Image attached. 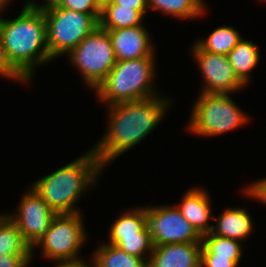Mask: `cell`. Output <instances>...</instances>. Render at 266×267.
I'll return each instance as SVG.
<instances>
[{
  "label": "cell",
  "mask_w": 266,
  "mask_h": 267,
  "mask_svg": "<svg viewBox=\"0 0 266 267\" xmlns=\"http://www.w3.org/2000/svg\"><path fill=\"white\" fill-rule=\"evenodd\" d=\"M22 7L15 19L2 18L0 14V37L9 60L31 82L37 66L52 59L44 13Z\"/></svg>",
  "instance_id": "obj_2"
},
{
  "label": "cell",
  "mask_w": 266,
  "mask_h": 267,
  "mask_svg": "<svg viewBox=\"0 0 266 267\" xmlns=\"http://www.w3.org/2000/svg\"><path fill=\"white\" fill-rule=\"evenodd\" d=\"M114 4L140 11L144 16L148 11L147 0H112Z\"/></svg>",
  "instance_id": "obj_31"
},
{
  "label": "cell",
  "mask_w": 266,
  "mask_h": 267,
  "mask_svg": "<svg viewBox=\"0 0 266 267\" xmlns=\"http://www.w3.org/2000/svg\"><path fill=\"white\" fill-rule=\"evenodd\" d=\"M80 213L57 214L51 221L44 236L32 248H41V255L51 262L81 260V247L86 244L87 234L83 217ZM79 253V254H78Z\"/></svg>",
  "instance_id": "obj_6"
},
{
  "label": "cell",
  "mask_w": 266,
  "mask_h": 267,
  "mask_svg": "<svg viewBox=\"0 0 266 267\" xmlns=\"http://www.w3.org/2000/svg\"><path fill=\"white\" fill-rule=\"evenodd\" d=\"M260 49L250 40L244 38L228 53V58L235 75L247 87L251 72L260 60Z\"/></svg>",
  "instance_id": "obj_17"
},
{
  "label": "cell",
  "mask_w": 266,
  "mask_h": 267,
  "mask_svg": "<svg viewBox=\"0 0 266 267\" xmlns=\"http://www.w3.org/2000/svg\"><path fill=\"white\" fill-rule=\"evenodd\" d=\"M241 257H216L201 255L200 267H238Z\"/></svg>",
  "instance_id": "obj_27"
},
{
  "label": "cell",
  "mask_w": 266,
  "mask_h": 267,
  "mask_svg": "<svg viewBox=\"0 0 266 267\" xmlns=\"http://www.w3.org/2000/svg\"><path fill=\"white\" fill-rule=\"evenodd\" d=\"M0 75L2 77H7L13 81H18L22 83H30V81L12 64L9 60L6 50L3 47L2 40L0 37Z\"/></svg>",
  "instance_id": "obj_26"
},
{
  "label": "cell",
  "mask_w": 266,
  "mask_h": 267,
  "mask_svg": "<svg viewBox=\"0 0 266 267\" xmlns=\"http://www.w3.org/2000/svg\"><path fill=\"white\" fill-rule=\"evenodd\" d=\"M243 37L232 26H220L214 29L206 39L196 40L195 43L204 51L213 54L228 55Z\"/></svg>",
  "instance_id": "obj_21"
},
{
  "label": "cell",
  "mask_w": 266,
  "mask_h": 267,
  "mask_svg": "<svg viewBox=\"0 0 266 267\" xmlns=\"http://www.w3.org/2000/svg\"><path fill=\"white\" fill-rule=\"evenodd\" d=\"M156 57L117 61L94 90L105 106L159 96L153 83Z\"/></svg>",
  "instance_id": "obj_4"
},
{
  "label": "cell",
  "mask_w": 266,
  "mask_h": 267,
  "mask_svg": "<svg viewBox=\"0 0 266 267\" xmlns=\"http://www.w3.org/2000/svg\"><path fill=\"white\" fill-rule=\"evenodd\" d=\"M147 226L154 246L202 242V236L176 205L146 206Z\"/></svg>",
  "instance_id": "obj_9"
},
{
  "label": "cell",
  "mask_w": 266,
  "mask_h": 267,
  "mask_svg": "<svg viewBox=\"0 0 266 267\" xmlns=\"http://www.w3.org/2000/svg\"><path fill=\"white\" fill-rule=\"evenodd\" d=\"M144 17L138 10L122 7L111 1L101 7L99 27L104 30L137 27L143 24Z\"/></svg>",
  "instance_id": "obj_18"
},
{
  "label": "cell",
  "mask_w": 266,
  "mask_h": 267,
  "mask_svg": "<svg viewBox=\"0 0 266 267\" xmlns=\"http://www.w3.org/2000/svg\"><path fill=\"white\" fill-rule=\"evenodd\" d=\"M11 254H32V249L23 240L16 224L6 213H2L0 216V256Z\"/></svg>",
  "instance_id": "obj_22"
},
{
  "label": "cell",
  "mask_w": 266,
  "mask_h": 267,
  "mask_svg": "<svg viewBox=\"0 0 266 267\" xmlns=\"http://www.w3.org/2000/svg\"><path fill=\"white\" fill-rule=\"evenodd\" d=\"M242 242L222 237L212 232L202 236L201 255H216V257H241Z\"/></svg>",
  "instance_id": "obj_23"
},
{
  "label": "cell",
  "mask_w": 266,
  "mask_h": 267,
  "mask_svg": "<svg viewBox=\"0 0 266 267\" xmlns=\"http://www.w3.org/2000/svg\"><path fill=\"white\" fill-rule=\"evenodd\" d=\"M117 247L130 255L142 258L148 262L154 247L148 226L140 232V237L123 238Z\"/></svg>",
  "instance_id": "obj_24"
},
{
  "label": "cell",
  "mask_w": 266,
  "mask_h": 267,
  "mask_svg": "<svg viewBox=\"0 0 266 267\" xmlns=\"http://www.w3.org/2000/svg\"><path fill=\"white\" fill-rule=\"evenodd\" d=\"M195 102L187 129L200 137L224 135L250 120L230 94L200 93Z\"/></svg>",
  "instance_id": "obj_5"
},
{
  "label": "cell",
  "mask_w": 266,
  "mask_h": 267,
  "mask_svg": "<svg viewBox=\"0 0 266 267\" xmlns=\"http://www.w3.org/2000/svg\"><path fill=\"white\" fill-rule=\"evenodd\" d=\"M101 5L98 0H63L60 8L93 15L98 21L101 15Z\"/></svg>",
  "instance_id": "obj_25"
},
{
  "label": "cell",
  "mask_w": 266,
  "mask_h": 267,
  "mask_svg": "<svg viewBox=\"0 0 266 267\" xmlns=\"http://www.w3.org/2000/svg\"><path fill=\"white\" fill-rule=\"evenodd\" d=\"M148 10L159 11L182 20L196 19L207 13L204 0H147Z\"/></svg>",
  "instance_id": "obj_19"
},
{
  "label": "cell",
  "mask_w": 266,
  "mask_h": 267,
  "mask_svg": "<svg viewBox=\"0 0 266 267\" xmlns=\"http://www.w3.org/2000/svg\"><path fill=\"white\" fill-rule=\"evenodd\" d=\"M103 170L91 148L69 164L32 182L31 187L56 214L80 213L76 203L98 183Z\"/></svg>",
  "instance_id": "obj_3"
},
{
  "label": "cell",
  "mask_w": 266,
  "mask_h": 267,
  "mask_svg": "<svg viewBox=\"0 0 266 267\" xmlns=\"http://www.w3.org/2000/svg\"><path fill=\"white\" fill-rule=\"evenodd\" d=\"M10 1L11 0H0V13H3V11L8 8L7 6H9L8 4L10 3Z\"/></svg>",
  "instance_id": "obj_33"
},
{
  "label": "cell",
  "mask_w": 266,
  "mask_h": 267,
  "mask_svg": "<svg viewBox=\"0 0 266 267\" xmlns=\"http://www.w3.org/2000/svg\"><path fill=\"white\" fill-rule=\"evenodd\" d=\"M247 198L257 199L266 205V178L253 181L250 185L242 190Z\"/></svg>",
  "instance_id": "obj_28"
},
{
  "label": "cell",
  "mask_w": 266,
  "mask_h": 267,
  "mask_svg": "<svg viewBox=\"0 0 266 267\" xmlns=\"http://www.w3.org/2000/svg\"><path fill=\"white\" fill-rule=\"evenodd\" d=\"M83 259L78 260V261H67V262H54L55 267H94L93 262H87ZM89 263V264H88Z\"/></svg>",
  "instance_id": "obj_32"
},
{
  "label": "cell",
  "mask_w": 266,
  "mask_h": 267,
  "mask_svg": "<svg viewBox=\"0 0 266 267\" xmlns=\"http://www.w3.org/2000/svg\"><path fill=\"white\" fill-rule=\"evenodd\" d=\"M32 254H11L0 256V267H27L31 263Z\"/></svg>",
  "instance_id": "obj_29"
},
{
  "label": "cell",
  "mask_w": 266,
  "mask_h": 267,
  "mask_svg": "<svg viewBox=\"0 0 266 267\" xmlns=\"http://www.w3.org/2000/svg\"><path fill=\"white\" fill-rule=\"evenodd\" d=\"M250 216L245 208H227L217 218L214 216L217 223L213 225L211 232L242 242L253 232L254 225Z\"/></svg>",
  "instance_id": "obj_15"
},
{
  "label": "cell",
  "mask_w": 266,
  "mask_h": 267,
  "mask_svg": "<svg viewBox=\"0 0 266 267\" xmlns=\"http://www.w3.org/2000/svg\"><path fill=\"white\" fill-rule=\"evenodd\" d=\"M146 226V205L136 209L131 208L112 223L107 243L117 246L123 238L140 237V232Z\"/></svg>",
  "instance_id": "obj_16"
},
{
  "label": "cell",
  "mask_w": 266,
  "mask_h": 267,
  "mask_svg": "<svg viewBox=\"0 0 266 267\" xmlns=\"http://www.w3.org/2000/svg\"><path fill=\"white\" fill-rule=\"evenodd\" d=\"M171 100L159 95L106 106L107 130L92 147L102 167L144 140L163 120Z\"/></svg>",
  "instance_id": "obj_1"
},
{
  "label": "cell",
  "mask_w": 266,
  "mask_h": 267,
  "mask_svg": "<svg viewBox=\"0 0 266 267\" xmlns=\"http://www.w3.org/2000/svg\"><path fill=\"white\" fill-rule=\"evenodd\" d=\"M202 242L154 246L147 267H200Z\"/></svg>",
  "instance_id": "obj_13"
},
{
  "label": "cell",
  "mask_w": 266,
  "mask_h": 267,
  "mask_svg": "<svg viewBox=\"0 0 266 267\" xmlns=\"http://www.w3.org/2000/svg\"><path fill=\"white\" fill-rule=\"evenodd\" d=\"M190 52L205 82L200 93L231 94L246 87L235 75L227 55L204 51L195 42Z\"/></svg>",
  "instance_id": "obj_11"
},
{
  "label": "cell",
  "mask_w": 266,
  "mask_h": 267,
  "mask_svg": "<svg viewBox=\"0 0 266 267\" xmlns=\"http://www.w3.org/2000/svg\"><path fill=\"white\" fill-rule=\"evenodd\" d=\"M23 194L15 213H6L16 224L23 240L31 247L44 236L57 215L30 186Z\"/></svg>",
  "instance_id": "obj_10"
},
{
  "label": "cell",
  "mask_w": 266,
  "mask_h": 267,
  "mask_svg": "<svg viewBox=\"0 0 266 267\" xmlns=\"http://www.w3.org/2000/svg\"><path fill=\"white\" fill-rule=\"evenodd\" d=\"M44 15L48 50L52 60L58 56H67L99 26V21L93 15L66 8H53L44 12Z\"/></svg>",
  "instance_id": "obj_8"
},
{
  "label": "cell",
  "mask_w": 266,
  "mask_h": 267,
  "mask_svg": "<svg viewBox=\"0 0 266 267\" xmlns=\"http://www.w3.org/2000/svg\"><path fill=\"white\" fill-rule=\"evenodd\" d=\"M146 26L106 30L110 35L117 61L155 57V48L151 43L150 32Z\"/></svg>",
  "instance_id": "obj_12"
},
{
  "label": "cell",
  "mask_w": 266,
  "mask_h": 267,
  "mask_svg": "<svg viewBox=\"0 0 266 267\" xmlns=\"http://www.w3.org/2000/svg\"><path fill=\"white\" fill-rule=\"evenodd\" d=\"M98 1H99V4H100L101 6H103L104 4L109 3V2H111L112 0H98Z\"/></svg>",
  "instance_id": "obj_34"
},
{
  "label": "cell",
  "mask_w": 266,
  "mask_h": 267,
  "mask_svg": "<svg viewBox=\"0 0 266 267\" xmlns=\"http://www.w3.org/2000/svg\"><path fill=\"white\" fill-rule=\"evenodd\" d=\"M92 262L94 267H147L144 259L130 255L107 242L98 245L93 252Z\"/></svg>",
  "instance_id": "obj_20"
},
{
  "label": "cell",
  "mask_w": 266,
  "mask_h": 267,
  "mask_svg": "<svg viewBox=\"0 0 266 267\" xmlns=\"http://www.w3.org/2000/svg\"><path fill=\"white\" fill-rule=\"evenodd\" d=\"M71 66L92 91L107 77L117 62L108 31L99 26L87 35L68 55Z\"/></svg>",
  "instance_id": "obj_7"
},
{
  "label": "cell",
  "mask_w": 266,
  "mask_h": 267,
  "mask_svg": "<svg viewBox=\"0 0 266 267\" xmlns=\"http://www.w3.org/2000/svg\"><path fill=\"white\" fill-rule=\"evenodd\" d=\"M210 195L204 188L191 187L179 205H176L180 213L193 225L196 231L204 236L212 231L210 225L211 215Z\"/></svg>",
  "instance_id": "obj_14"
},
{
  "label": "cell",
  "mask_w": 266,
  "mask_h": 267,
  "mask_svg": "<svg viewBox=\"0 0 266 267\" xmlns=\"http://www.w3.org/2000/svg\"><path fill=\"white\" fill-rule=\"evenodd\" d=\"M44 4H38L35 0H27L24 5L30 9L39 11V12H46L50 9L60 7L63 0H44Z\"/></svg>",
  "instance_id": "obj_30"
}]
</instances>
